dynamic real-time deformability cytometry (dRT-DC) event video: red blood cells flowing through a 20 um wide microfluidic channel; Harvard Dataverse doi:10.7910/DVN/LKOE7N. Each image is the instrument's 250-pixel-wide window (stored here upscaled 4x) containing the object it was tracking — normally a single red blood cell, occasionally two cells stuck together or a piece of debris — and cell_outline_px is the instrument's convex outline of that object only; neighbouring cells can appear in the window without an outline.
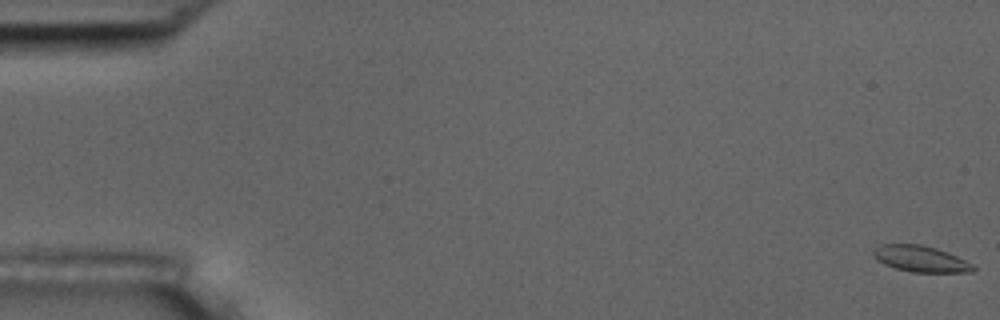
{"species": "common noctule bat (a hibernating species)", "species_latin": "Nyctalus noctula", "temperature_condition": "room temperature", "stored_images_in_passage": 6, "camera_frame_rate_fps": 3000, "um_per_image_px": 0.085, "animal": {"sex": "male", "body_mass_g": 17.5, "forearm_length_mm": 52.3}, "frame": {"image": 1, "passage_image": 1, "time_ms": 0.0, "image_size_px": [1000, 320], "cell_outline_px": [[976, 268], [972, 272], [912, 272], [896, 268], [884, 264], [872, 256], [872, 252], [880, 244], [920, 244], [936, 248], [948, 252], [972, 264]], "centroid_in_image_um": [78.24, 22.0], "position_along_channel_um": 6.8, "area_um2": 15.14}}
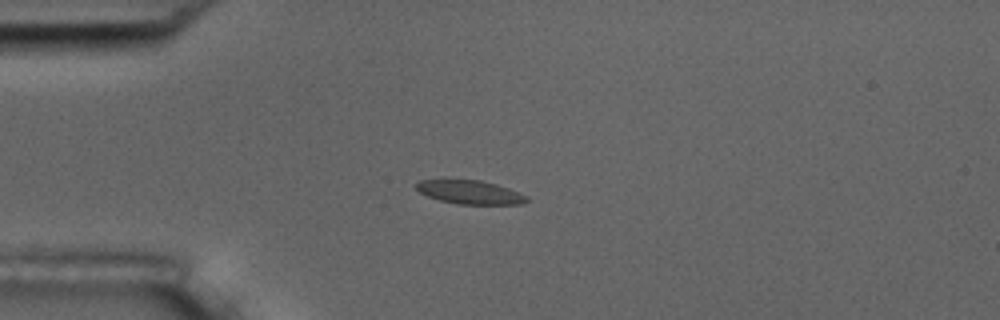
{"frame": {"image": 2, "passage_image": 5, "time_ms": 4.667, "image_size_px": [1000, 320], "cell_outline_px": [[528, 200], [524, 204], [456, 204], [440, 200], [428, 196], [420, 192], [416, 188], [416, 184], [420, 180], [444, 176], [480, 180], [496, 184], [508, 188], [528, 196]], "centroid_in_image_um": [39.87, 16.28], "position_along_channel_um": 45.1, "area_um2": 15.95}}
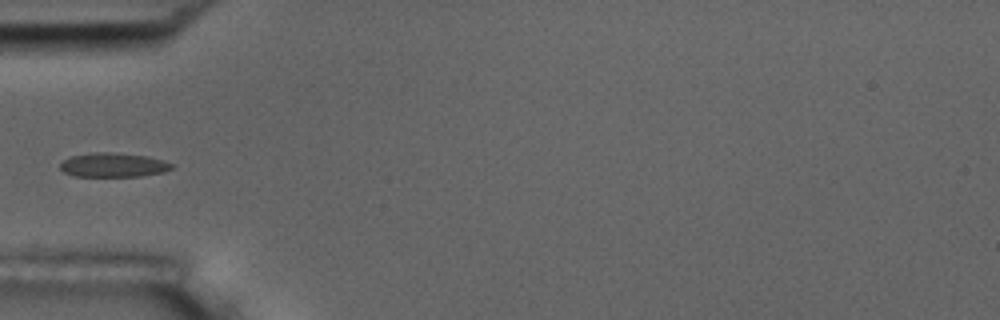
{"frame": {"image": 3, "passage_image": 6, "time_ms": 6.0, "image_size_px": [1000, 320], "cell_outline_px": [[176, 164], [172, 168], [164, 172], [140, 176], [76, 176], [64, 172], [60, 168], [60, 164], [64, 160], [72, 156], [92, 152], [116, 152], [148, 156], [164, 160]], "centroid_in_image_um": [9.68, 14.01], "position_along_channel_um": 75.3, "area_um2": 15.84}}